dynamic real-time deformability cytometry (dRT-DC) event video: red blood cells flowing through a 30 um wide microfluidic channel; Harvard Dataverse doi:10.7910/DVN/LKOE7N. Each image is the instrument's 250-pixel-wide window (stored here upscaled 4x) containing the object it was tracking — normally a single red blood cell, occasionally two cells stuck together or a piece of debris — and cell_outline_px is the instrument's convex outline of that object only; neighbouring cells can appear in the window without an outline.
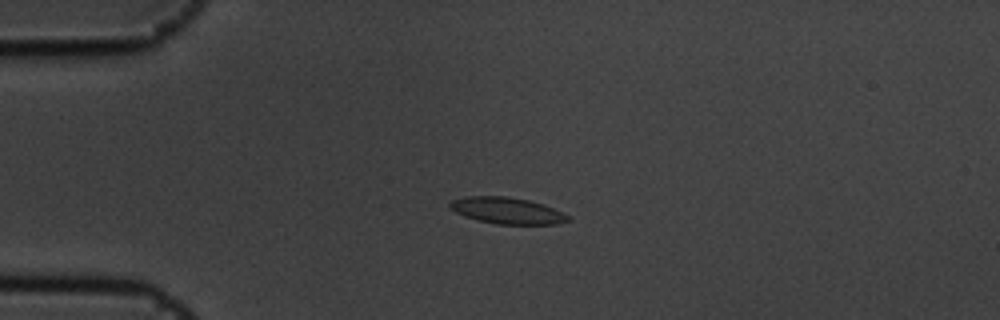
{"species": "common noctule bat (a hibernating species)", "species_latin": "Nyctalus noctula", "temperature_condition": "cold", "stored_images_in_passage": 4, "camera_frame_rate_fps": 3000, "um_per_image_px": 0.085, "animal": {"sex": "male", "body_mass_g": 19.5, "forearm_length_mm": 54.6}, "frame": {"image": 1, "passage_image": 4, "time_ms": 1.0, "image_size_px": [1000, 320], "cell_outline_px": [[572, 220], [556, 224], [496, 224], [464, 216], [448, 208], [448, 204], [452, 200], [464, 196], [504, 196], [528, 200], [544, 204], [564, 212]], "centroid_in_image_um": [43.11, 17.9], "position_along_channel_um": 41.9, "area_um2": 18.26}}